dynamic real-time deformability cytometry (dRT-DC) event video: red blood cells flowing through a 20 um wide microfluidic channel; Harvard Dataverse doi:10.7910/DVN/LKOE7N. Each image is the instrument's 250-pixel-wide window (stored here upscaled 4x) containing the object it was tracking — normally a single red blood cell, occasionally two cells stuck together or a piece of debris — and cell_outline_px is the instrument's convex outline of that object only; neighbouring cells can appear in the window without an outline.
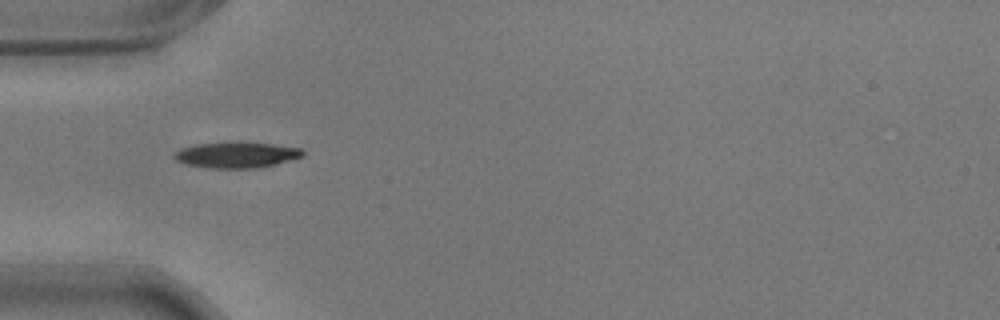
{"species": "common noctule bat (a hibernating species)", "species_latin": "Nyctalus noctula", "temperature_condition": "warm", "stored_images_in_passage": 39, "camera_frame_rate_fps": 3000, "um_per_image_px": 0.085, "animal": {"sex": "male", "body_mass_g": 17.9}, "frame": {"image": 1, "passage_image": 1, "time_ms": 0.0, "image_size_px": [1000, 320], "cell_outline_px": [[304, 156], [276, 164], [260, 168], [208, 168], [184, 164], [176, 160], [172, 156], [180, 148], [196, 144], [232, 140], [240, 140], [272, 144], [300, 148], [304, 152]], "centroid_in_image_um": [20.08, 13.14], "position_along_channel_um": 64.9, "area_um2": 20.0}}
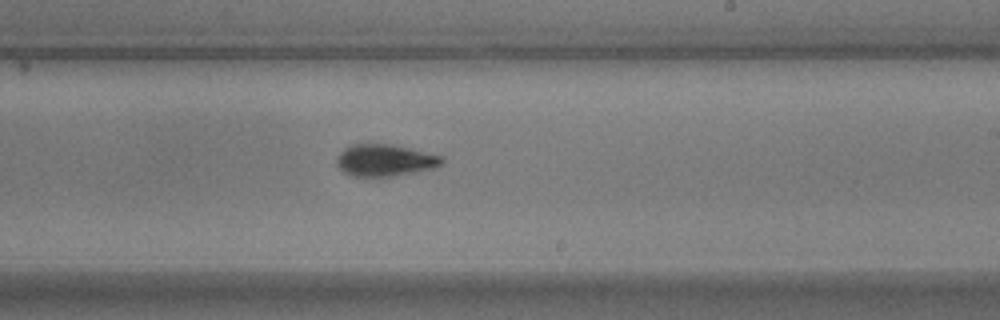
{"frame": {"image": 2, "passage_image": 17, "time_ms": 5.333, "image_size_px": [1000, 320], "cell_outline_px": [[444, 160], [440, 164], [432, 168], [412, 172], [388, 176], [352, 176], [344, 172], [336, 164], [336, 156], [344, 148], [352, 144], [392, 144], [444, 156]], "centroid_in_image_um": [32.68, 13.6], "position_along_channel_um": 256.3, "area_um2": 19.36}}
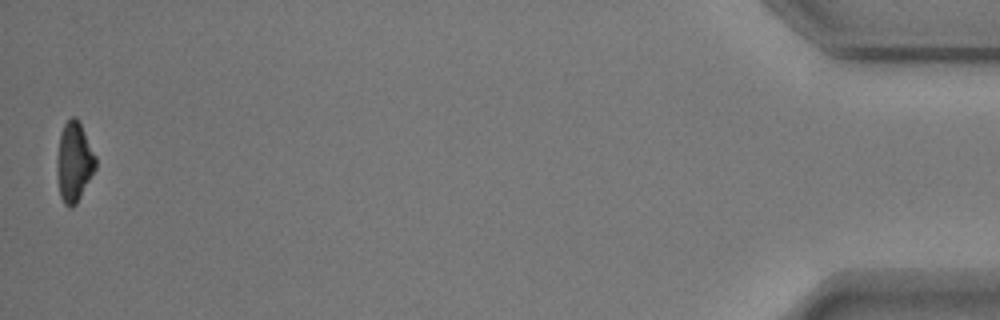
{"frame": {"image": 3, "passage_image": 39, "time_ms": 12.667, "image_size_px": [1000, 320], "cell_outline_px": [[96, 168], [76, 204], [72, 208], [68, 208], [64, 204], [60, 196], [56, 176], [56, 160], [60, 132], [64, 124], [72, 116], [76, 116], [96, 156]], "centroid_in_image_um": [6.27, 13.79], "position_along_channel_um": 428.9, "area_um2": 18.09}, "authors_computed_cell_mechanics": {"area_um2": 19.1896, "velocity_mm_per_s": 3.5967, "shape_relaxation_time_tau1_ms": 3.3058, "shape_relaxation_time_tau2_ms": 2.3803, "deformation_change_tau1": 0.1612, "deformation_change_tau2": 0.081}}